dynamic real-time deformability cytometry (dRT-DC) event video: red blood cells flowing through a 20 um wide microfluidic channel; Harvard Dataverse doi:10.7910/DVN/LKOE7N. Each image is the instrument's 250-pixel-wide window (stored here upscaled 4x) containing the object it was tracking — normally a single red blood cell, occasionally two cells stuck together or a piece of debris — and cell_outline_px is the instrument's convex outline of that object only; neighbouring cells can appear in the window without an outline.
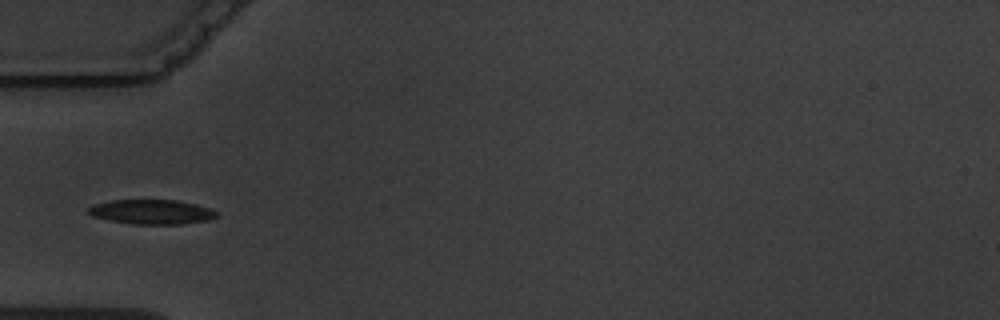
{"species": "common noctule bat (a hibernating species)", "species_latin": "Nyctalus noctula", "temperature_condition": "warm", "stored_images_in_passage": 4, "camera_frame_rate_fps": 3000, "um_per_image_px": 0.085, "animal": {"sex": "male", "body_mass_g": 19.5, "forearm_length_mm": 54.6}, "frame": {"image": 1, "passage_image": 4, "time_ms": 3.333, "image_size_px": [1000, 320], "cell_outline_px": [[220, 216], [208, 220], [180, 224], [132, 224], [108, 220], [92, 216], [88, 212], [88, 208], [96, 204], [112, 200], [176, 200], [196, 204], [220, 212]], "centroid_in_image_um": [12.93, 18.01], "position_along_channel_um": 72.1, "area_um2": 18.38}}